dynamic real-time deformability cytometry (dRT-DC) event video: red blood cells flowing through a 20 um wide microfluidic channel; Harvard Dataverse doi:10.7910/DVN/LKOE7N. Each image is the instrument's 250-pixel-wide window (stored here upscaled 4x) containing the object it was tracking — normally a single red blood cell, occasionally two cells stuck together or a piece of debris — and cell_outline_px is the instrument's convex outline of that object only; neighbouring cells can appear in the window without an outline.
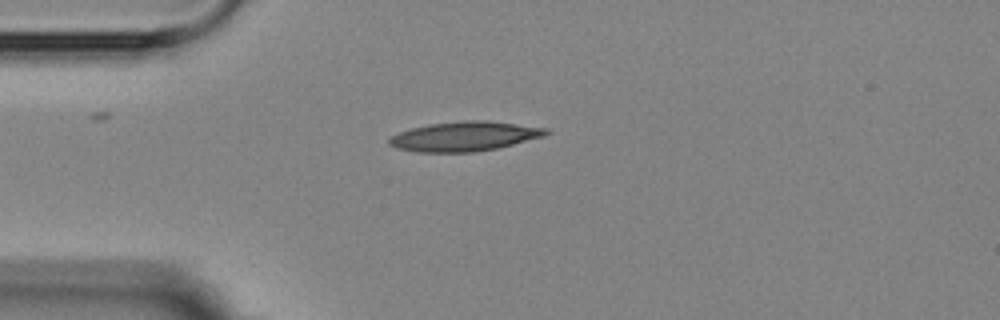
{"species": "Egyptian fruit bat (a non-hibernating species)", "species_latin": "Rousettus aegyptiacus", "temperature_condition": "room temperature", "stored_images_in_passage": 3, "camera_frame_rate_fps": 3000, "um_per_image_px": 0.085, "animal": {"sex": "female"}, "frame": {"image": 1, "passage_image": 1, "time_ms": 0.0, "image_size_px": [1000, 320], "cell_outline_px": [[552, 132], [544, 136], [496, 148], [472, 152], [416, 152], [396, 148], [388, 144], [388, 140], [392, 136], [400, 132], [412, 128], [428, 124], [464, 120], [488, 120], [548, 128]], "centroid_in_image_um": [39.49, 11.58], "position_along_channel_um": 45.5, "area_um2": 26.99}}
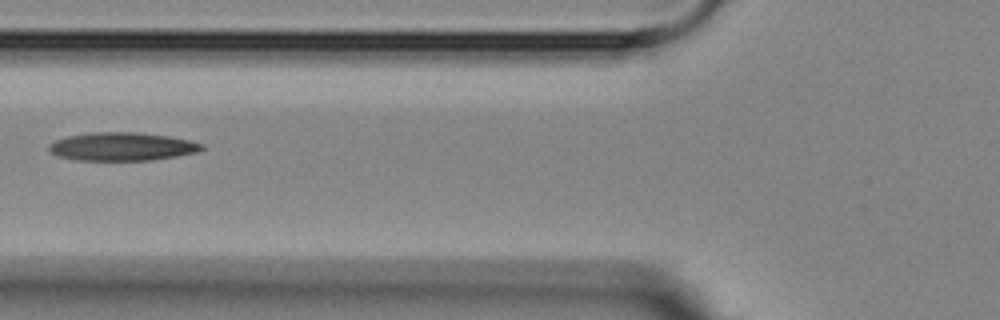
{"frame": {"image": 2, "passage_image": 3, "time_ms": 2.333, "image_size_px": [1000, 320], "cell_outline_px": [[204, 148], [196, 152], [176, 156], [152, 160], [76, 160], [56, 156], [48, 152], [48, 144], [56, 140], [68, 136], [92, 132], [136, 132], [168, 136], [188, 140], [204, 144]], "centroid_in_image_um": [10.32, 12.46], "position_along_channel_um": 115.5, "area_um2": 25.2}}